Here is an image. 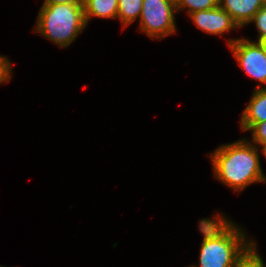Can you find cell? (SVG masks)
<instances>
[{
    "label": "cell",
    "mask_w": 266,
    "mask_h": 267,
    "mask_svg": "<svg viewBox=\"0 0 266 267\" xmlns=\"http://www.w3.org/2000/svg\"><path fill=\"white\" fill-rule=\"evenodd\" d=\"M219 216L212 219L203 218L199 222V230L203 235L199 267H234L254 244L252 239H246L240 226L226 216Z\"/></svg>",
    "instance_id": "cell-1"
},
{
    "label": "cell",
    "mask_w": 266,
    "mask_h": 267,
    "mask_svg": "<svg viewBox=\"0 0 266 267\" xmlns=\"http://www.w3.org/2000/svg\"><path fill=\"white\" fill-rule=\"evenodd\" d=\"M258 150L247 139L219 146L214 153L209 154L214 178L236 192L255 182L265 183L266 176L261 169Z\"/></svg>",
    "instance_id": "cell-2"
},
{
    "label": "cell",
    "mask_w": 266,
    "mask_h": 267,
    "mask_svg": "<svg viewBox=\"0 0 266 267\" xmlns=\"http://www.w3.org/2000/svg\"><path fill=\"white\" fill-rule=\"evenodd\" d=\"M85 26L83 4H43L34 31L63 48L70 46Z\"/></svg>",
    "instance_id": "cell-3"
},
{
    "label": "cell",
    "mask_w": 266,
    "mask_h": 267,
    "mask_svg": "<svg viewBox=\"0 0 266 267\" xmlns=\"http://www.w3.org/2000/svg\"><path fill=\"white\" fill-rule=\"evenodd\" d=\"M175 12L176 0H143L139 28L153 39L174 34Z\"/></svg>",
    "instance_id": "cell-4"
},
{
    "label": "cell",
    "mask_w": 266,
    "mask_h": 267,
    "mask_svg": "<svg viewBox=\"0 0 266 267\" xmlns=\"http://www.w3.org/2000/svg\"><path fill=\"white\" fill-rule=\"evenodd\" d=\"M228 45L245 73L256 81L266 84V52L260 43L238 38L229 39Z\"/></svg>",
    "instance_id": "cell-5"
},
{
    "label": "cell",
    "mask_w": 266,
    "mask_h": 267,
    "mask_svg": "<svg viewBox=\"0 0 266 267\" xmlns=\"http://www.w3.org/2000/svg\"><path fill=\"white\" fill-rule=\"evenodd\" d=\"M203 32L221 35L231 29L240 28L233 18L219 5L210 10H201L189 15Z\"/></svg>",
    "instance_id": "cell-6"
},
{
    "label": "cell",
    "mask_w": 266,
    "mask_h": 267,
    "mask_svg": "<svg viewBox=\"0 0 266 267\" xmlns=\"http://www.w3.org/2000/svg\"><path fill=\"white\" fill-rule=\"evenodd\" d=\"M219 6L242 27L250 23L264 3L263 0H219Z\"/></svg>",
    "instance_id": "cell-7"
},
{
    "label": "cell",
    "mask_w": 266,
    "mask_h": 267,
    "mask_svg": "<svg viewBox=\"0 0 266 267\" xmlns=\"http://www.w3.org/2000/svg\"><path fill=\"white\" fill-rule=\"evenodd\" d=\"M266 121V87L257 86L241 116V129L247 131L253 124Z\"/></svg>",
    "instance_id": "cell-8"
},
{
    "label": "cell",
    "mask_w": 266,
    "mask_h": 267,
    "mask_svg": "<svg viewBox=\"0 0 266 267\" xmlns=\"http://www.w3.org/2000/svg\"><path fill=\"white\" fill-rule=\"evenodd\" d=\"M83 6L86 25L93 16L117 19L118 0H84Z\"/></svg>",
    "instance_id": "cell-9"
},
{
    "label": "cell",
    "mask_w": 266,
    "mask_h": 267,
    "mask_svg": "<svg viewBox=\"0 0 266 267\" xmlns=\"http://www.w3.org/2000/svg\"><path fill=\"white\" fill-rule=\"evenodd\" d=\"M143 0H118V16L123 25L127 27L137 18H140Z\"/></svg>",
    "instance_id": "cell-10"
},
{
    "label": "cell",
    "mask_w": 266,
    "mask_h": 267,
    "mask_svg": "<svg viewBox=\"0 0 266 267\" xmlns=\"http://www.w3.org/2000/svg\"><path fill=\"white\" fill-rule=\"evenodd\" d=\"M219 5V0H176L177 13L183 9H188L190 15L196 11L210 10Z\"/></svg>",
    "instance_id": "cell-11"
},
{
    "label": "cell",
    "mask_w": 266,
    "mask_h": 267,
    "mask_svg": "<svg viewBox=\"0 0 266 267\" xmlns=\"http://www.w3.org/2000/svg\"><path fill=\"white\" fill-rule=\"evenodd\" d=\"M234 267H266L262 257L257 252L256 244L254 243L236 262Z\"/></svg>",
    "instance_id": "cell-12"
},
{
    "label": "cell",
    "mask_w": 266,
    "mask_h": 267,
    "mask_svg": "<svg viewBox=\"0 0 266 267\" xmlns=\"http://www.w3.org/2000/svg\"><path fill=\"white\" fill-rule=\"evenodd\" d=\"M247 131L252 132L253 142L250 143L257 147L266 144V121L253 124Z\"/></svg>",
    "instance_id": "cell-13"
},
{
    "label": "cell",
    "mask_w": 266,
    "mask_h": 267,
    "mask_svg": "<svg viewBox=\"0 0 266 267\" xmlns=\"http://www.w3.org/2000/svg\"><path fill=\"white\" fill-rule=\"evenodd\" d=\"M250 22H254L258 30V39H263L266 37V6L260 8V10L254 15L253 19Z\"/></svg>",
    "instance_id": "cell-14"
},
{
    "label": "cell",
    "mask_w": 266,
    "mask_h": 267,
    "mask_svg": "<svg viewBox=\"0 0 266 267\" xmlns=\"http://www.w3.org/2000/svg\"><path fill=\"white\" fill-rule=\"evenodd\" d=\"M11 63L7 57L0 55V84L3 82H9L11 79Z\"/></svg>",
    "instance_id": "cell-15"
},
{
    "label": "cell",
    "mask_w": 266,
    "mask_h": 267,
    "mask_svg": "<svg viewBox=\"0 0 266 267\" xmlns=\"http://www.w3.org/2000/svg\"><path fill=\"white\" fill-rule=\"evenodd\" d=\"M84 4V0H45L43 4Z\"/></svg>",
    "instance_id": "cell-16"
},
{
    "label": "cell",
    "mask_w": 266,
    "mask_h": 267,
    "mask_svg": "<svg viewBox=\"0 0 266 267\" xmlns=\"http://www.w3.org/2000/svg\"><path fill=\"white\" fill-rule=\"evenodd\" d=\"M266 52V37L258 41Z\"/></svg>",
    "instance_id": "cell-17"
},
{
    "label": "cell",
    "mask_w": 266,
    "mask_h": 267,
    "mask_svg": "<svg viewBox=\"0 0 266 267\" xmlns=\"http://www.w3.org/2000/svg\"><path fill=\"white\" fill-rule=\"evenodd\" d=\"M261 146V151L263 152V155L265 156L266 158V144H263V145H259L258 148Z\"/></svg>",
    "instance_id": "cell-18"
}]
</instances>
